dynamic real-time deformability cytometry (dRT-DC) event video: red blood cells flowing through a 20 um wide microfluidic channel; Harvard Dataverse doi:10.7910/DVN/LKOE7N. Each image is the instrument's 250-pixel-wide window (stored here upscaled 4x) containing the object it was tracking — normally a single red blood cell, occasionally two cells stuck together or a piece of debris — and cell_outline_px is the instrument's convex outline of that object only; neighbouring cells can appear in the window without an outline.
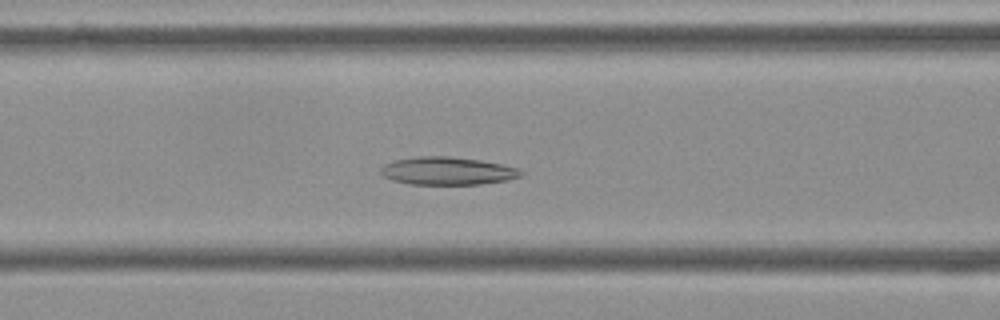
{"species": "Egyptian fruit bat (a non-hibernating species)", "species_latin": "Rousettus aegyptiacus", "temperature_condition": "cold", "stored_images_in_passage": 56, "camera_frame_rate_fps": 3000, "um_per_image_px": 0.085, "frame": {"image": 1, "passage_image": 22, "time_ms": 7.0, "image_size_px": [1000, 320], "cell_outline_px": [[524, 172], [520, 176], [508, 180], [480, 184], [408, 184], [392, 180], [384, 176], [380, 172], [380, 168], [384, 164], [392, 160], [416, 156], [448, 156], [480, 160], [520, 168]], "centroid_in_image_um": [38.01, 14.52], "position_along_channel_um": 128.6, "area_um2": 22.89}}
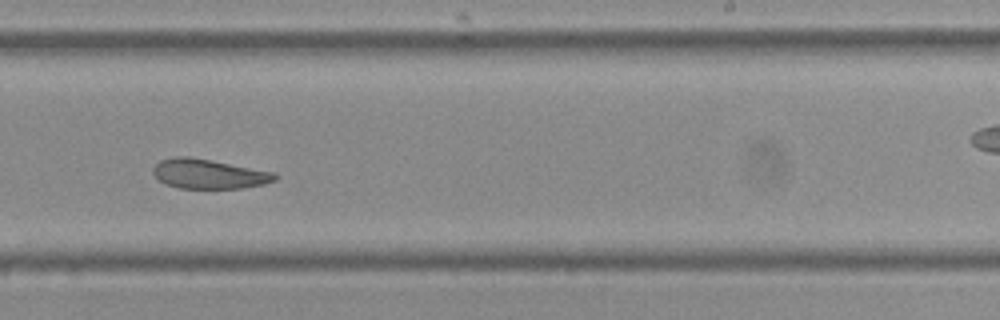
{"frame": {"image": 2, "passage_image": 34, "time_ms": 11.0, "image_size_px": [1000, 320], "cell_outline_px": [[276, 180], [264, 184], [240, 188], [180, 188], [168, 184], [160, 180], [152, 172], [152, 168], [160, 160], [176, 156], [188, 156], [212, 160], [276, 172]], "centroid_in_image_um": [17.76, 14.77], "position_along_channel_um": 271.2, "area_um2": 20.92}}
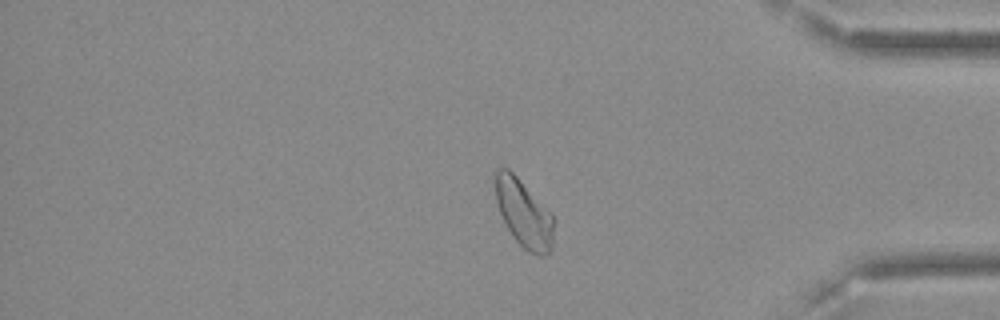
{"frame": {"image": 3, "passage_image": 46, "time_ms": 15.0, "image_size_px": [1000, 320], "cell_outline_px": [[556, 220], [552, 248], [548, 252], [540, 256], [536, 256], [528, 252], [512, 236], [500, 212], [496, 200], [496, 168], [508, 168], [552, 212]], "centroid_in_image_um": [44.58, 18.17], "position_along_channel_um": 390.6, "area_um2": 23.12}, "authors_computed_cell_mechanics": {"area_um2": 23.8714, "velocity_mm_per_s": 3.5708, "shape_relaxation_time_tau1_ms": null, "shape_relaxation_time_tau2_ms": 4.5541, "deformation_change_tau1": null, "deformation_change_tau2": 0.0967}}